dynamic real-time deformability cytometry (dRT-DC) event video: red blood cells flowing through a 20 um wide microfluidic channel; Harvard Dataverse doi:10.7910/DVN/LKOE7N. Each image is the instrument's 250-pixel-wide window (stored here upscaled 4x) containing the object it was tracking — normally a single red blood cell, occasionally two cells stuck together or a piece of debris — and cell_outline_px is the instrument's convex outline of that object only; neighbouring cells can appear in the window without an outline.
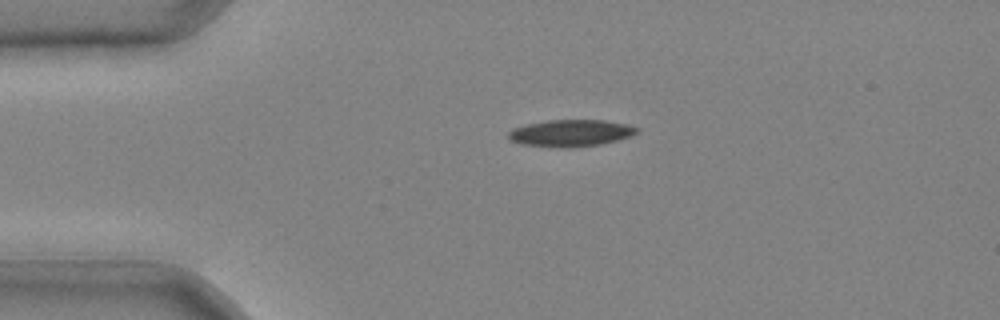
{"species": "common noctule bat (a hibernating species)", "species_latin": "Nyctalus noctula", "temperature_condition": "cold", "stored_images_in_passage": 32, "camera_frame_rate_fps": 3000, "um_per_image_px": 0.085, "animal": {"sex": "male", "body_mass_g": 20.4}, "frame": {"image": 1, "passage_image": 1, "time_ms": 0.0, "image_size_px": [1000, 320], "cell_outline_px": [[640, 132], [632, 136], [600, 144], [572, 148], [560, 148], [520, 144], [512, 140], [508, 136], [508, 132], [512, 128], [528, 124], [548, 120], [604, 120], [628, 124], [640, 128]], "centroid_in_image_um": [48.55, 11.31], "position_along_channel_um": 36.4, "area_um2": 20.29}}
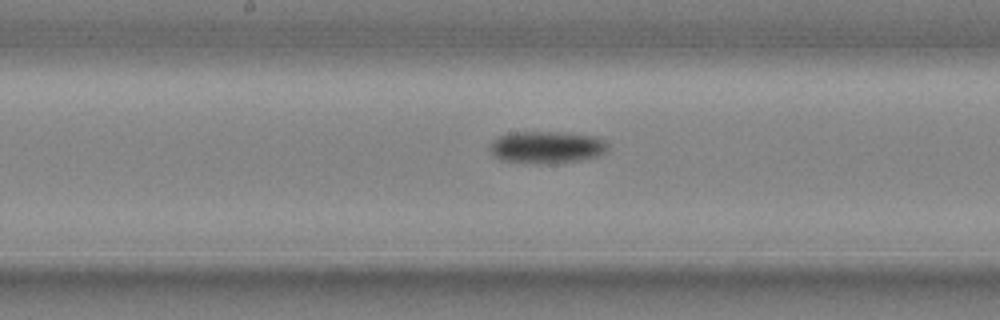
{"frame": {"image": 2, "passage_image": 14, "time_ms": 4.333, "image_size_px": [1000, 320], "cell_outline_px": [[608, 152], [600, 156], [580, 160], [548, 164], [536, 164], [500, 160], [488, 148], [492, 140], [508, 132], [568, 132], [596, 136], [604, 140], [608, 144]], "centroid_in_image_um": [46.5, 12.51], "position_along_channel_um": 201.7, "area_um2": 22.6}}
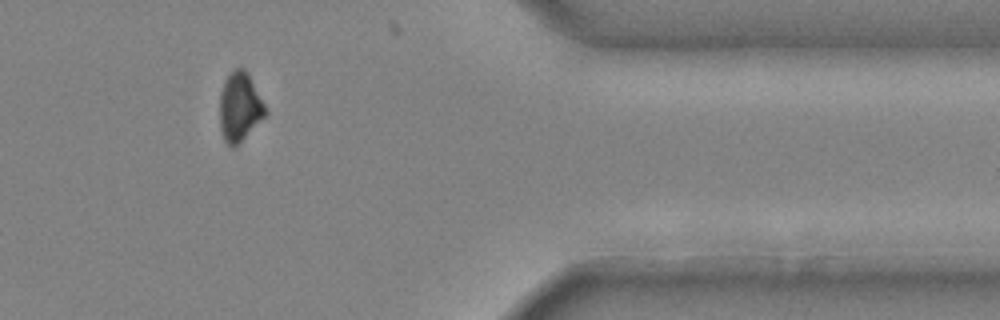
{"frame": {"image": 3, "passage_image": 28, "time_ms": 9.0, "image_size_px": [1000, 320], "cell_outline_px": [[268, 112], [232, 148], [224, 140], [220, 128], [220, 92], [224, 80], [236, 68], [244, 68], [248, 72]], "centroid_in_image_um": [20.35, 9.04], "position_along_channel_um": 391.0, "area_um2": 17.86}}